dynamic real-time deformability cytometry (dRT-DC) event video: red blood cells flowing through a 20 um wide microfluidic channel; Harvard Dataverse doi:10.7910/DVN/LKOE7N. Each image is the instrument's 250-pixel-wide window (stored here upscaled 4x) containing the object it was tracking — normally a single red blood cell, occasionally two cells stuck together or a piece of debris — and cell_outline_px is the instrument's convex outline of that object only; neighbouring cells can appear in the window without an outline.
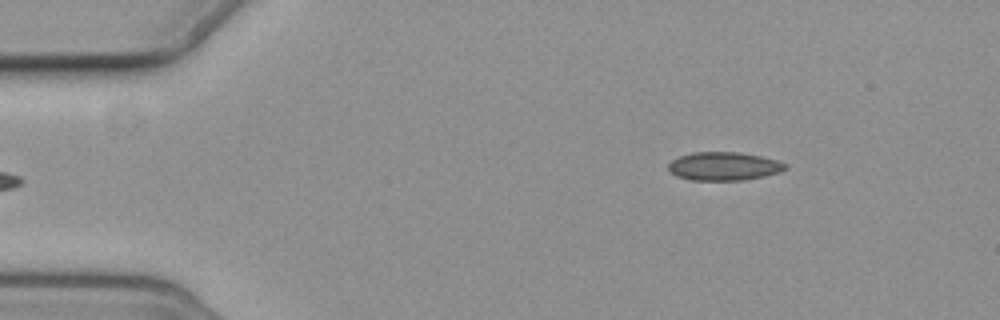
{"species": "common noctule bat (a hibernating species)", "species_latin": "Nyctalus noctula", "temperature_condition": "cold", "stored_images_in_passage": 5, "camera_frame_rate_fps": 3000, "um_per_image_px": 0.085, "animal": {"sex": "female", "body_mass_g": 19.3, "forearm_length_mm": 54.1}, "frame": {"image": 1, "passage_image": 5, "time_ms": 4.667, "image_size_px": [1000, 320], "cell_outline_px": [[788, 168], [780, 172], [764, 176], [740, 180], [692, 180], [676, 176], [668, 168], [668, 164], [672, 160], [680, 156], [692, 152], [740, 152], [760, 156], [776, 160], [788, 164]], "centroid_in_image_um": [61.54, 14.12], "position_along_channel_um": 23.5, "area_um2": 19.31}}